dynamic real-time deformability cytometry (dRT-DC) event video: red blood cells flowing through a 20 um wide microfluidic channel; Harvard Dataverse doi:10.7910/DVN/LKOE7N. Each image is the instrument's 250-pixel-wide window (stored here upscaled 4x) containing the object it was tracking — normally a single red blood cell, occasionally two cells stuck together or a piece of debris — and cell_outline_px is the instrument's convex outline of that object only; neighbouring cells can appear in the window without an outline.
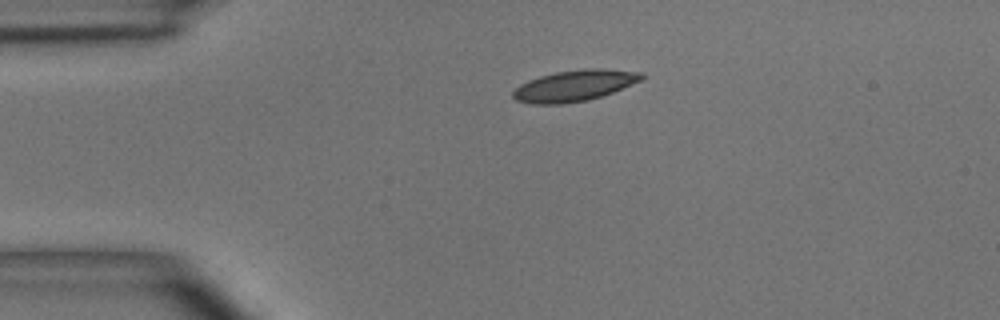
{"species": "common noctule bat (a hibernating species)", "species_latin": "Nyctalus noctula", "temperature_condition": "room temperature", "stored_images_in_passage": 2, "camera_frame_rate_fps": 3000, "um_per_image_px": 0.085, "animal": {"sex": "male", "body_mass_g": 15.6}, "frame": {"image": 1, "passage_image": 1, "time_ms": 0.0, "image_size_px": [1000, 320], "cell_outline_px": [[644, 76], [640, 80], [612, 92], [588, 100], [560, 104], [532, 104], [516, 100], [512, 96], [512, 92], [520, 84], [528, 80], [540, 76], [556, 72], [584, 68], [600, 68], [644, 72]], "centroid_in_image_um": [48.8, 7.27], "position_along_channel_um": 36.2, "area_um2": 23.18}}